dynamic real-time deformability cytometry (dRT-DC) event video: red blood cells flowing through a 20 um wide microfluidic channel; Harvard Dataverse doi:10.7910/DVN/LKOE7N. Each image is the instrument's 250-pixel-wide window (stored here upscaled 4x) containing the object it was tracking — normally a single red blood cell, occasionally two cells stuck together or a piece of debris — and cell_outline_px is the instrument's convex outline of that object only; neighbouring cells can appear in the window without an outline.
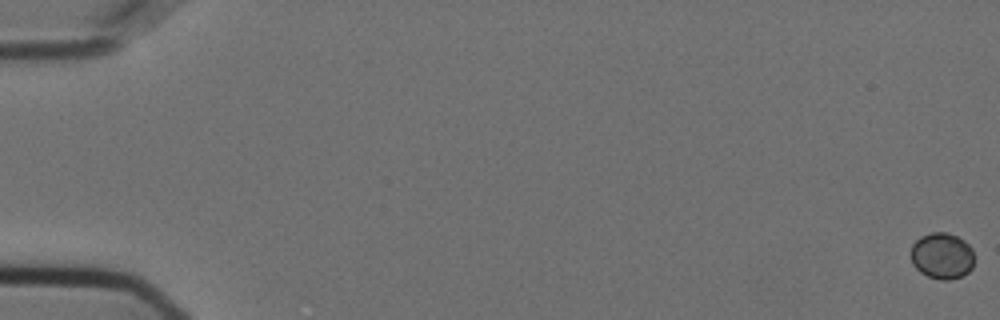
{"species": "Egyptian fruit bat (a non-hibernating species)", "species_latin": "Rousettus aegyptiacus", "temperature_condition": "cold", "stored_images_in_passage": 58, "camera_frame_rate_fps": 3000, "um_per_image_px": 0.085, "animal": {"sex": "female"}, "frame": {"image": 1, "passage_image": 1, "time_ms": 0.0, "image_size_px": [1000, 320], "cell_outline_px": [[972, 268], [968, 272], [960, 276], [948, 280], [940, 280], [928, 276], [920, 272], [912, 264], [912, 244], [920, 236], [932, 232], [948, 232], [964, 240], [972, 248]], "centroid_in_image_um": [80.06, 21.74], "position_along_channel_um": 4.9, "area_um2": 16.99}}
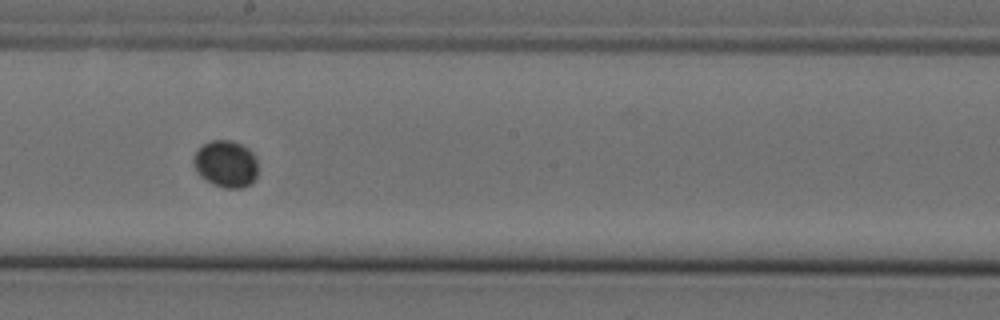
{"frame": {"image": 2, "passage_image": 34, "time_ms": 11.0, "image_size_px": [1000, 320], "cell_outline_px": [[256, 176], [252, 184], [240, 188], [224, 188], [212, 184], [200, 176], [196, 172], [192, 164], [192, 156], [204, 144], [212, 140], [232, 140], [248, 148], [256, 156]], "centroid_in_image_um": [19.18, 13.94], "position_along_channel_um": 229.0, "area_um2": 17.8}}
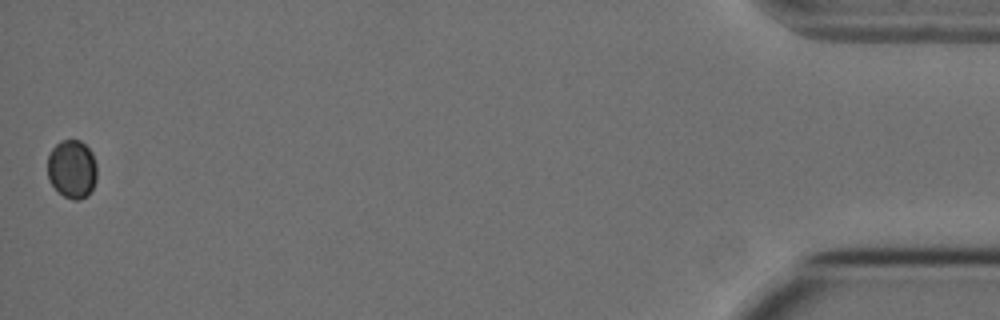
{"frame": {"image": 3, "passage_image": 58, "time_ms": 19.0, "image_size_px": [1000, 320], "cell_outline_px": [[96, 180], [88, 196], [80, 200], [72, 200], [64, 196], [48, 180], [48, 156], [52, 148], [60, 140], [80, 140], [92, 152], [96, 164]], "centroid_in_image_um": [6.13, 14.37], "position_along_channel_um": 429.1, "area_um2": 16.88}}